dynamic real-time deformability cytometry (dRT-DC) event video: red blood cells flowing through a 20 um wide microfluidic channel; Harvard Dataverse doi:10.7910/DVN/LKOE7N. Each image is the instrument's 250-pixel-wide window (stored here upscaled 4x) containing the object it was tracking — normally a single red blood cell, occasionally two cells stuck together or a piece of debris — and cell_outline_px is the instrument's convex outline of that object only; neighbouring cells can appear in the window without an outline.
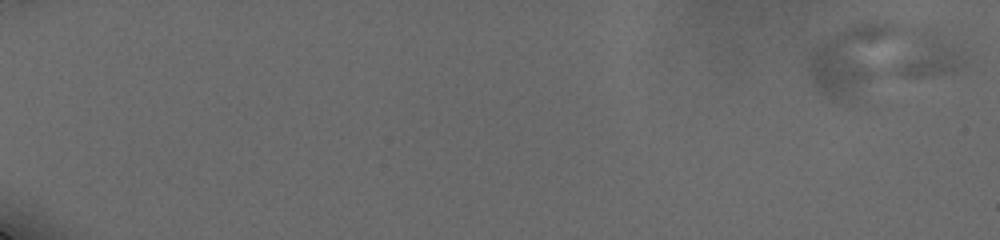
{"species": "human", "species_latin": "Homo sapiens", "temperature_condition": "cold", "stored_images_in_passage": 22, "camera_frame_rate_fps": 3000, "um_per_image_px": 0.085, "donor": {"sex": "male"}, "frame": {"image": 1, "passage_image": 1, "time_ms": 0.0, "image_size_px": [1000, 240], "cell_outline_px": [[964, 68], [956, 72], [856, 100], [840, 104], [820, 92], [816, 88], [808, 72], [808, 68], [812, 52], [828, 36], [844, 28], [856, 24], [876, 20], [888, 20], [928, 24], [960, 44], [964, 48]], "centroid_in_image_um": [74.94, 5.0], "position_along_channel_um": 10.1, "area_um2": 66.12}}
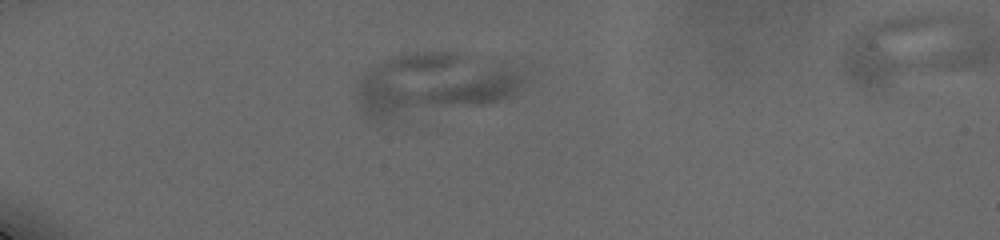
{"frame": {"image": 2, "passage_image": 15, "time_ms": 6.0, "image_size_px": [1000, 240], "cell_outline_px": [[520, 84], [516, 92], [508, 96], [484, 104], [380, 120], [372, 120], [360, 108], [356, 96], [356, 80], [364, 72], [376, 64], [392, 56], [416, 52], [452, 52], [500, 60], [520, 80]], "centroid_in_image_um": [36.71, 7.14], "position_along_channel_um": 48.3, "area_um2": 59.59}}